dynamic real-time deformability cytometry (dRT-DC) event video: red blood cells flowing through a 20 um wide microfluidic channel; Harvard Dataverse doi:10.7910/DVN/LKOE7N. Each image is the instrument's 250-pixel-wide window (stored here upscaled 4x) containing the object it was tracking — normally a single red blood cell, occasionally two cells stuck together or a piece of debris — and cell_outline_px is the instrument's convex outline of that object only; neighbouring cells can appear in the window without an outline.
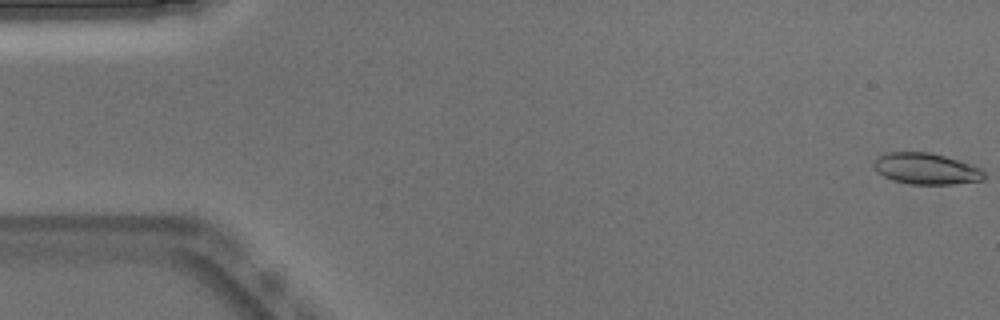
{"species": "Egyptian fruit bat (a non-hibernating species)", "species_latin": "Rousettus aegyptiacus", "temperature_condition": "warm", "stored_images_in_passage": 53, "camera_frame_rate_fps": 3000, "um_per_image_px": 0.085, "animal": {"sex": "male"}, "frame": {"image": 1, "passage_image": 1, "time_ms": 0.0, "image_size_px": [1000, 320], "cell_outline_px": [[984, 180], [952, 184], [908, 184], [892, 180], [876, 172], [872, 164], [880, 156], [888, 152], [932, 152], [980, 168], [984, 172]], "centroid_in_image_um": [78.69, 14.35], "position_along_channel_um": 6.3, "area_um2": 19.94}}
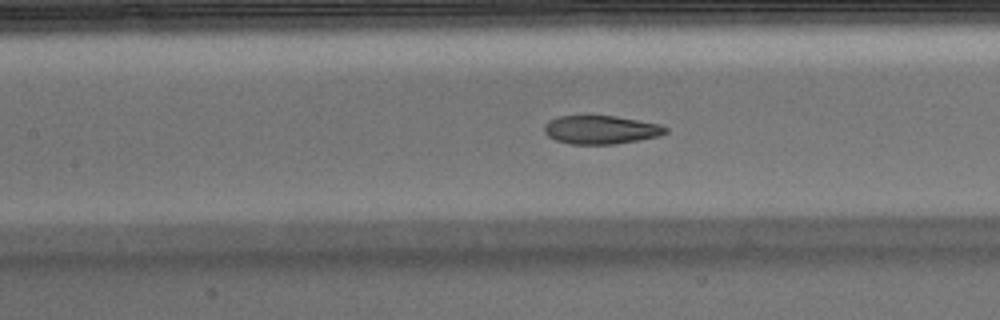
{"frame": {"image": 2, "passage_image": 23, "time_ms": 7.333, "image_size_px": [1000, 320], "cell_outline_px": [[668, 132], [660, 136], [616, 144], [568, 144], [556, 140], [548, 136], [544, 132], [544, 124], [548, 120], [556, 116], [584, 112], [616, 116], [660, 124], [668, 128]], "centroid_in_image_um": [51.01, 10.98], "position_along_channel_um": 156.4, "area_um2": 21.15}}
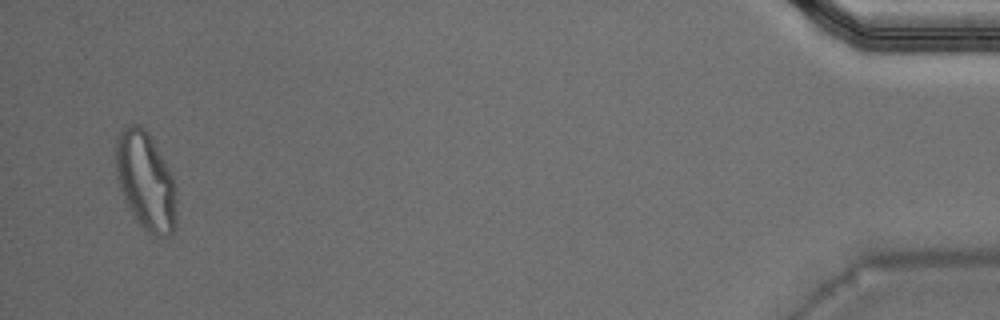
{"frame": {"image": 3, "passage_image": 50, "time_ms": 16.333, "image_size_px": [1000, 320], "cell_outline_px": [[176, 224], [172, 236], [156, 236], [148, 232], [140, 224], [132, 212], [124, 196], [116, 176], [116, 140], [120, 132], [128, 124], [140, 124], [148, 132], [172, 172], [176, 188]], "centroid_in_image_um": [12.42, 15.37], "position_along_channel_um": 422.8, "area_um2": 34.74}}